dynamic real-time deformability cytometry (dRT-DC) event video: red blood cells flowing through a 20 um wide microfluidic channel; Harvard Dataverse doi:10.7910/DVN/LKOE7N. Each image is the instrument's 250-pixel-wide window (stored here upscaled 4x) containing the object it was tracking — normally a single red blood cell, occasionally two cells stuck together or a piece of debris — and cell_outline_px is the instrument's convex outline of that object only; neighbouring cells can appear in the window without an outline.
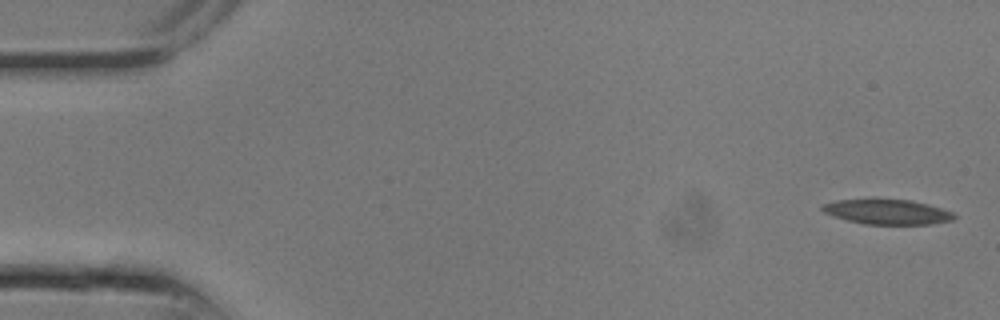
{"species": "common noctule bat (a hibernating species)", "species_latin": "Nyctalus noctula", "temperature_condition": "room temperature", "stored_images_in_passage": 7, "camera_frame_rate_fps": 3000, "um_per_image_px": 0.085, "animal": {"sex": "male", "body_mass_g": 13.3}, "frame": {"image": 1, "passage_image": 1, "time_ms": 0.0, "image_size_px": [1000, 320], "cell_outline_px": [[956, 216], [952, 220], [932, 224], [864, 224], [832, 216], [824, 212], [820, 208], [824, 204], [836, 200], [908, 200], [928, 204], [952, 212]], "centroid_in_image_um": [75.42, 18.02], "position_along_channel_um": 9.6, "area_um2": 18.79}}
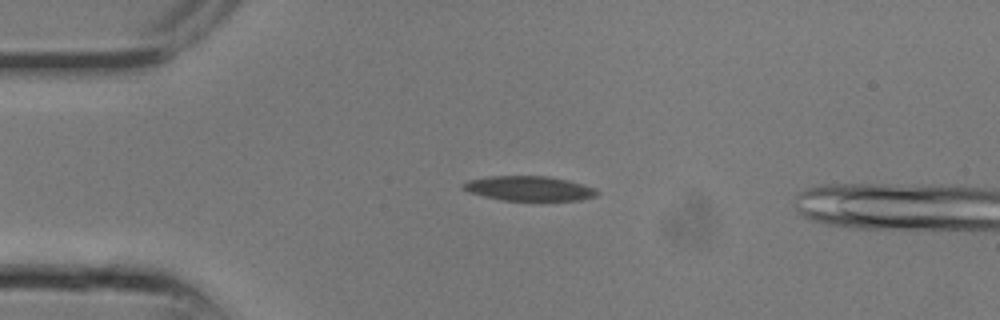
{"frame": {"image": 2, "passage_image": 6, "time_ms": 1.667, "image_size_px": [1000, 320], "cell_outline_px": [[600, 192], [596, 196], [580, 200], [504, 200], [484, 196], [468, 192], [460, 188], [460, 184], [468, 180], [488, 176], [548, 176], [568, 180], [596, 188]], "centroid_in_image_um": [44.95, 16.01], "position_along_channel_um": 40.1, "area_um2": 19.36}}